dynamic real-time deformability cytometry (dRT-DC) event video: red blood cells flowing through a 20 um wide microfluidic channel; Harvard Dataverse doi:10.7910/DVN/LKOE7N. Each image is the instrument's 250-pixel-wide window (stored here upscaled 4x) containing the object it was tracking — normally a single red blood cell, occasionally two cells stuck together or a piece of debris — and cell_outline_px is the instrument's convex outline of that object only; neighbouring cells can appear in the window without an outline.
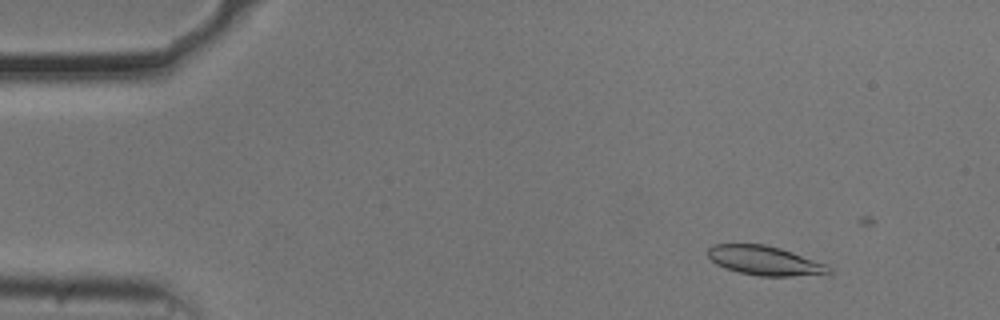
{"species": "common noctule bat (a hibernating species)", "species_latin": "Nyctalus noctula", "temperature_condition": "cold", "stored_images_in_passage": 14, "camera_frame_rate_fps": 3000, "um_per_image_px": 0.085, "animal": {"sex": "male", "body_mass_g": 20.5, "forearm_length_mm": 52.5}, "frame": {"image": 1, "passage_image": 6, "time_ms": 1.667, "image_size_px": [1000, 320], "cell_outline_px": [[832, 272], [788, 276], [760, 276], [740, 272], [724, 268], [716, 264], [708, 256], [708, 248], [712, 244], [764, 244], [780, 248], [792, 252], [824, 264], [832, 268]], "centroid_in_image_um": [64.93, 22.14], "position_along_channel_um": 20.1, "area_um2": 20.23}}